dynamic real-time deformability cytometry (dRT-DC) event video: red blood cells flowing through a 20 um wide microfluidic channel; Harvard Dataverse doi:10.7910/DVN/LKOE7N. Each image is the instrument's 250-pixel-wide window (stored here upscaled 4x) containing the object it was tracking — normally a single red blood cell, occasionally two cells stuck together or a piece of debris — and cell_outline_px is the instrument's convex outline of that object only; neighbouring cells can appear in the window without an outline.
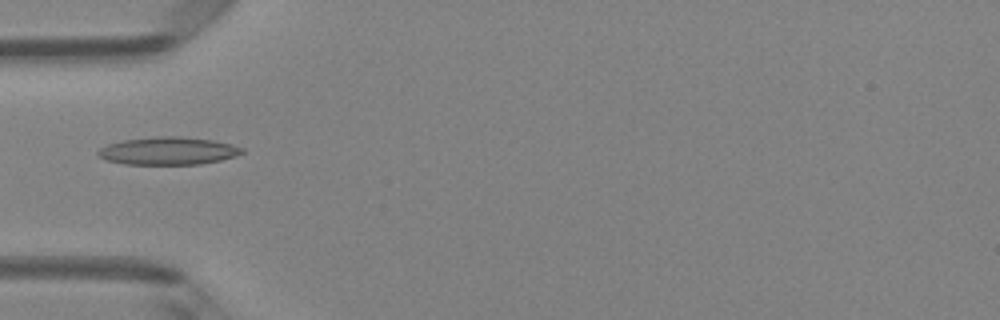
{"species": "Egyptian fruit bat (a non-hibernating species)", "species_latin": "Rousettus aegyptiacus", "temperature_condition": "room temperature", "stored_images_in_passage": 6, "camera_frame_rate_fps": 3000, "um_per_image_px": 0.085, "animal": {"sex": "female"}, "frame": {"image": 1, "passage_image": 5, "time_ms": 1.333, "image_size_px": [1000, 320], "cell_outline_px": [[244, 152], [236, 156], [220, 160], [200, 164], [124, 164], [104, 160], [96, 152], [100, 148], [108, 144], [124, 140], [156, 136], [180, 136], [212, 140], [232, 144], [244, 148]], "centroid_in_image_um": [14.3, 12.82], "position_along_channel_um": 70.7, "area_um2": 23.29}}
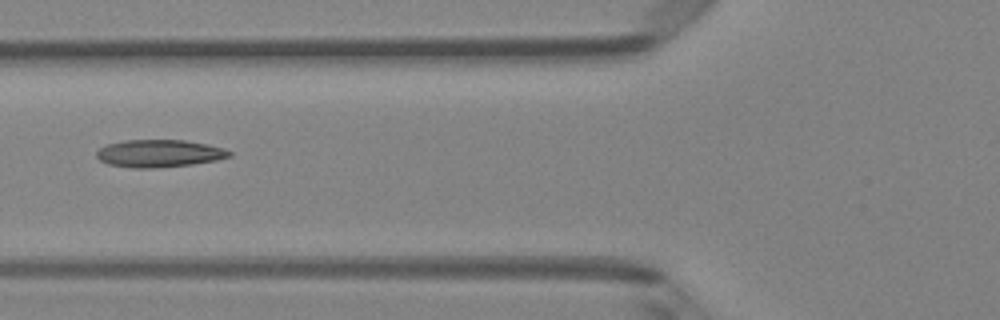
{"frame": {"image": 2, "passage_image": 6, "time_ms": 1.667, "image_size_px": [1000, 320], "cell_outline_px": [[232, 156], [216, 160], [192, 164], [156, 168], [132, 168], [108, 164], [100, 160], [96, 156], [96, 152], [100, 148], [108, 144], [124, 140], [184, 140], [208, 144], [224, 148], [232, 152]], "centroid_in_image_um": [13.55, 13.04], "position_along_channel_um": 112.3, "area_um2": 21.33}}